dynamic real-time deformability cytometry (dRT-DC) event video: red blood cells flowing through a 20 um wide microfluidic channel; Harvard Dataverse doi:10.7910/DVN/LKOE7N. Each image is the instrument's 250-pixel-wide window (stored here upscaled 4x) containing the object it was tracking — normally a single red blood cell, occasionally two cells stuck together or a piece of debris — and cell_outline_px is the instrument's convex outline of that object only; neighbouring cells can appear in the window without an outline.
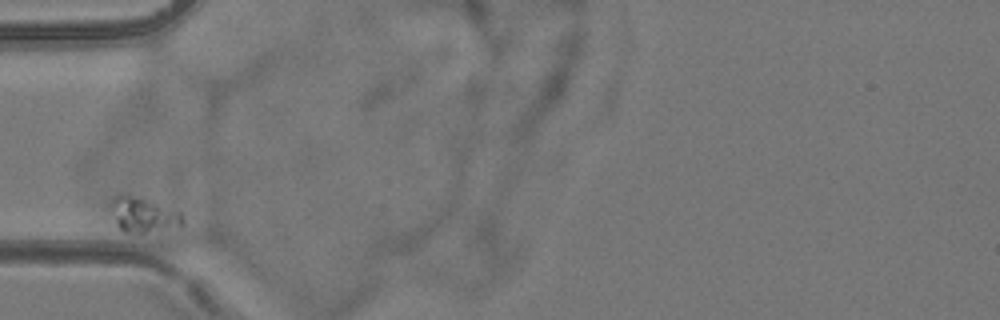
{"species": "common noctule bat (a hibernating species)", "species_latin": "Nyctalus noctula", "temperature_condition": "room temperature", "stored_images_in_passage": 4, "camera_frame_rate_fps": 3000, "um_per_image_px": 0.085, "animal": {"sex": "female", "body_mass_g": 24.6, "forearm_length_mm": 56.2}, "frame": {"image": 1, "passage_image": 1, "time_ms": 0.0, "image_size_px": [1000, 320], "cell_outline_px": [[184, 224], [140, 236], [124, 232], [116, 224], [112, 204], [112, 196], [120, 192], [124, 192], [180, 212], [184, 220]], "centroid_in_image_um": [12.15, 18.29], "position_along_channel_um": 72.9, "area_um2": 14.8}}
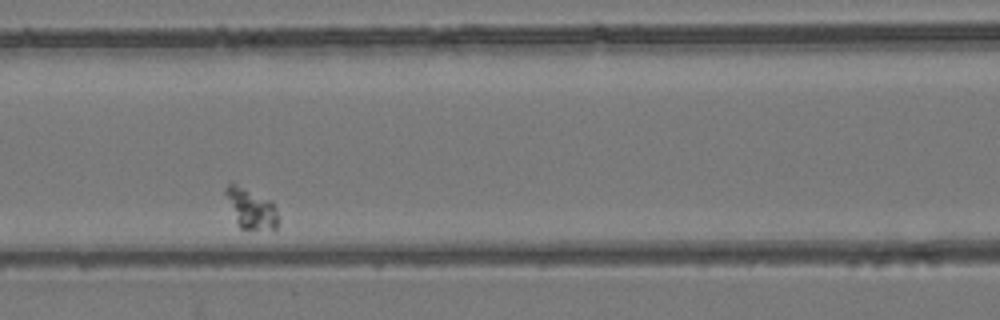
{"frame": {"image": 2, "passage_image": 3, "time_ms": 2.333, "image_size_px": [1000, 320], "cell_outline_px": [[276, 228], [240, 228], [236, 224], [224, 192], [224, 188], [232, 180], [272, 200], [276, 208]], "centroid_in_image_um": [21.26, 17.62], "position_along_channel_um": 145.3, "area_um2": 12.43}}
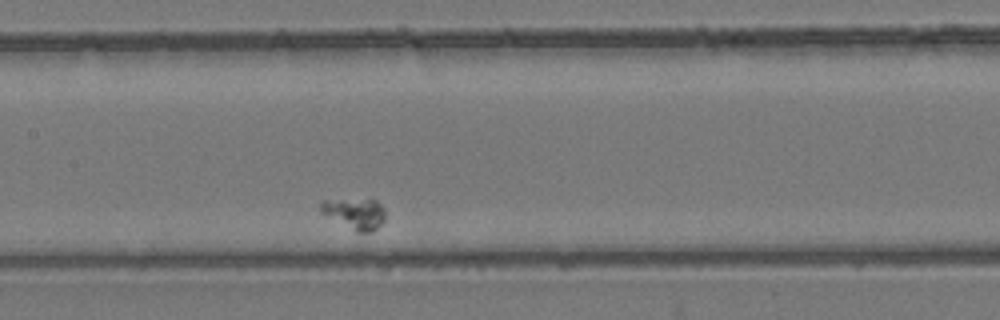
{"frame": {"image": 3, "passage_image": 4, "time_ms": 3.333, "image_size_px": [1000, 320], "cell_outline_px": [[384, 220], [372, 232], [356, 232], [320, 212], [320, 204], [324, 200], [376, 200], [384, 208]], "centroid_in_image_um": [30.16, 18.16], "position_along_channel_um": 177.2, "area_um2": 11.39}}